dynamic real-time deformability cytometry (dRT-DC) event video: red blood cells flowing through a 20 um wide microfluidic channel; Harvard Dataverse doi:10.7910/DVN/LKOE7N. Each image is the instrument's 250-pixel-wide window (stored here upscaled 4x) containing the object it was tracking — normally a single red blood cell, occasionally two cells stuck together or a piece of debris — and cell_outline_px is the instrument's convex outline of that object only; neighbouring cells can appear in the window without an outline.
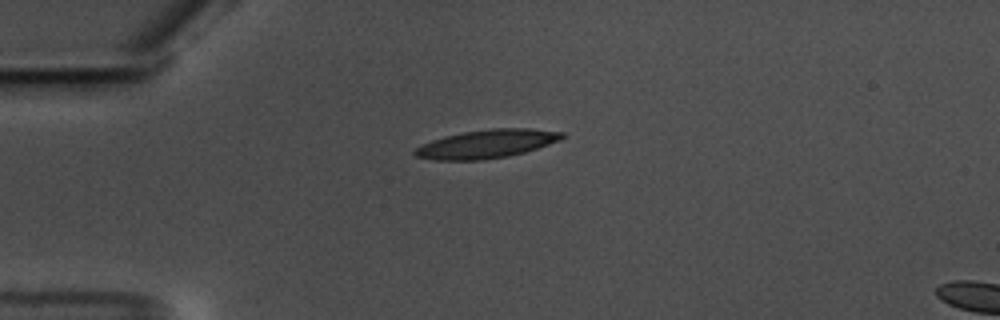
{"species": "common noctule bat (a hibernating species)", "species_latin": "Nyctalus noctula", "temperature_condition": "warm", "stored_images_in_passage": 44, "camera_frame_rate_fps": 3000, "um_per_image_px": 0.085, "animal": {"sex": "male", "body_mass_g": 17.5, "forearm_length_mm": 52.3}, "frame": {"image": 1, "passage_image": 1, "time_ms": 0.0, "image_size_px": [1000, 320], "cell_outline_px": [[568, 136], [560, 140], [524, 152], [508, 156], [480, 160], [432, 160], [416, 156], [412, 152], [416, 148], [432, 140], [444, 136], [464, 132], [492, 128], [528, 128], [564, 132]], "centroid_in_image_um": [41.39, 12.23], "position_along_channel_um": 43.6, "area_um2": 24.33}}
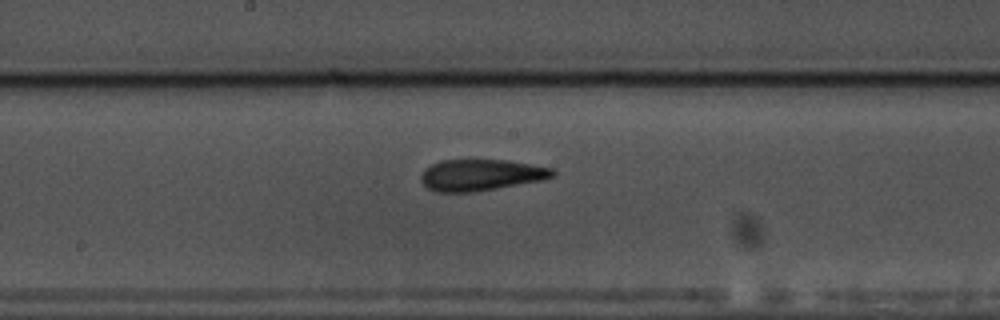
{"frame": {"image": 2, "passage_image": 17, "time_ms": 5.333, "image_size_px": [1000, 320], "cell_outline_px": [[556, 172], [552, 176], [544, 180], [472, 192], [436, 192], [428, 188], [420, 180], [420, 176], [424, 168], [440, 160], [508, 160], [532, 164], [552, 168]], "centroid_in_image_um": [40.86, 14.87], "position_along_channel_um": 207.3, "area_um2": 24.1}}
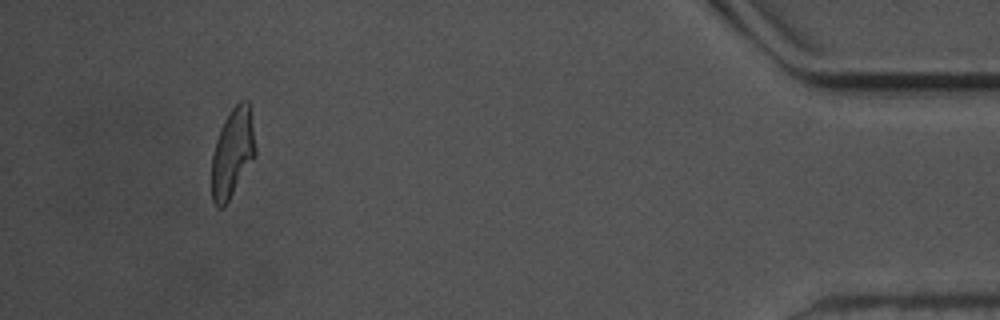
{"frame": {"image": 3, "passage_image": 40, "time_ms": 13.0, "image_size_px": [1000, 320], "cell_outline_px": [[256, 156], [224, 208], [216, 208], [212, 200], [212, 156], [216, 140], [220, 128], [224, 120], [232, 108], [240, 100], [248, 100], [256, 148]], "centroid_in_image_um": [19.76, 13.02], "position_along_channel_um": 415.4, "area_um2": 22.72}, "authors_computed_cell_mechanics": {"area_um2": 23.6113, "velocity_mm_per_s": 3.5457, "shape_relaxation_time_tau1_ms": 10.5518, "shape_relaxation_time_tau2_ms": 2.5764, "deformation_change_tau1": 0.2579, "deformation_change_tau2": 0.119}}